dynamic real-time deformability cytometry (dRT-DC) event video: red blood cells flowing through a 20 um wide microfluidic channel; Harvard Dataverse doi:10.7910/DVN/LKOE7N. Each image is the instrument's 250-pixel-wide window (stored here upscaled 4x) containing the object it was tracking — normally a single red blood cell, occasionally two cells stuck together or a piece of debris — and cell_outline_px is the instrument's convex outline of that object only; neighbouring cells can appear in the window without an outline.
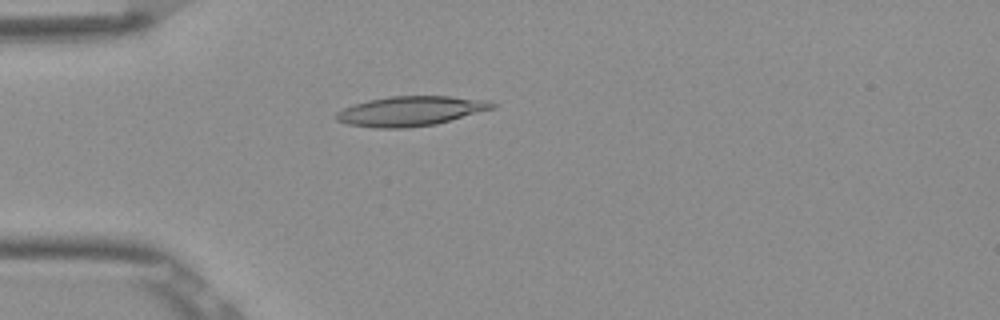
{"species": "Egyptian fruit bat (a non-hibernating species)", "species_latin": "Rousettus aegyptiacus", "temperature_condition": "room temperature", "stored_images_in_passage": 52, "camera_frame_rate_fps": 3000, "um_per_image_px": 0.085, "frame": {"image": 1, "passage_image": 14, "time_ms": 4.333, "image_size_px": [1000, 320], "cell_outline_px": [[496, 108], [436, 124], [408, 128], [376, 128], [348, 124], [336, 120], [332, 116], [336, 112], [344, 108], [368, 100], [388, 96], [448, 96], [488, 100], [496, 104]], "centroid_in_image_um": [34.9, 9.44], "position_along_channel_um": 50.1, "area_um2": 27.17}}
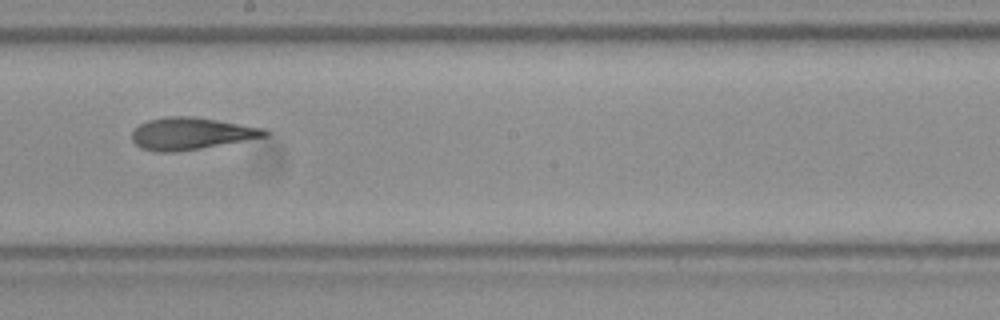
{"frame": {"image": 2, "passage_image": 29, "time_ms": 9.333, "image_size_px": [1000, 320], "cell_outline_px": [[268, 136], [200, 148], [176, 152], [156, 152], [140, 148], [132, 140], [132, 132], [140, 124], [148, 120], [168, 116], [196, 116], [264, 128], [268, 132]], "centroid_in_image_um": [16.22, 11.35], "position_along_channel_um": 232.0, "area_um2": 24.74}}
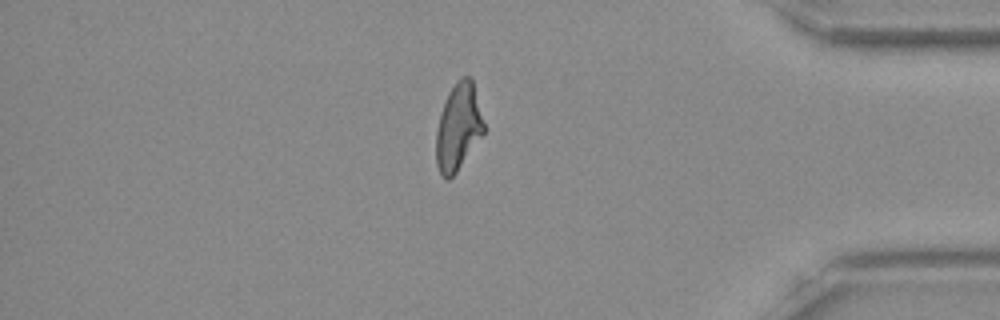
{"frame": {"image": 3, "passage_image": 44, "time_ms": 14.333, "image_size_px": [1000, 320], "cell_outline_px": [[484, 132], [456, 172], [448, 180], [444, 180], [436, 164], [436, 132], [440, 112], [448, 92], [456, 80], [460, 76], [468, 76], [472, 80], [484, 124]], "centroid_in_image_um": [38.92, 10.79], "position_along_channel_um": 396.3, "area_um2": 23.93}, "authors_computed_cell_mechanics": {"area_um2": 24.9118, "velocity_mm_per_s": 3.8911, "shape_relaxation_time_tau1_ms": null, "shape_relaxation_time_tau2_ms": 2.7121, "deformation_change_tau1": null, "deformation_change_tau2": 0.1241}}